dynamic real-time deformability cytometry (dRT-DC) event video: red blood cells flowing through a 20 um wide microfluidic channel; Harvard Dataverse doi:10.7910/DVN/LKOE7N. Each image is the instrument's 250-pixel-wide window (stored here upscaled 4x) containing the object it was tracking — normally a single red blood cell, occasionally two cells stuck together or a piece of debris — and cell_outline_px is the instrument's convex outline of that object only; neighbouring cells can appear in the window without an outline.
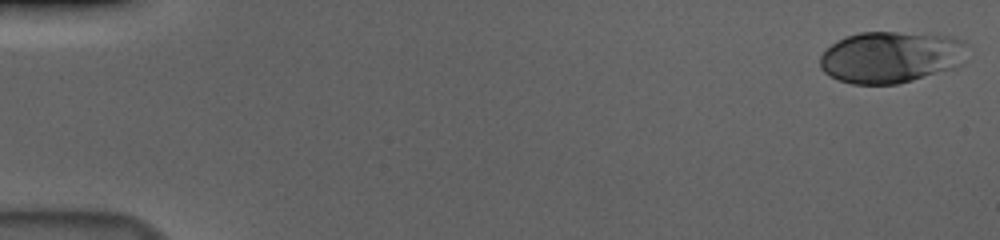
{"species": "human", "species_latin": "Homo sapiens", "temperature_condition": "cold", "stored_images_in_passage": 57, "camera_frame_rate_fps": 3000, "um_per_image_px": 0.085, "donor": {"sex": "male"}, "frame": {"image": 1, "passage_image": 1, "time_ms": 0.0, "image_size_px": [1000, 240], "cell_outline_px": [[968, 44], [964, 64], [956, 68], [912, 80], [896, 84], [852, 84], [840, 80], [824, 72], [820, 68], [820, 56], [832, 44], [848, 36], [860, 32], [896, 32], [956, 36], [964, 40]], "centroid_in_image_um": [75.81, 4.85], "position_along_channel_um": 9.2, "area_um2": 44.62}}
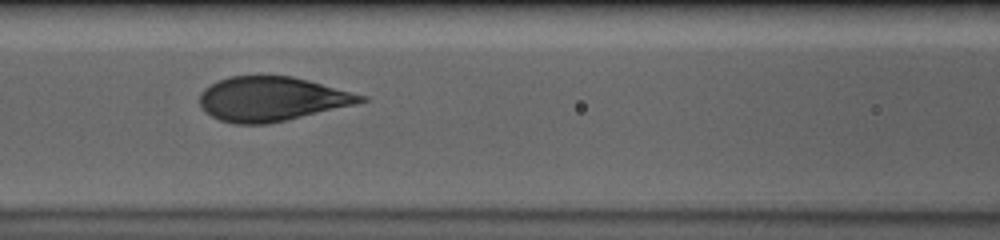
{"frame": {"image": 2, "passage_image": 25, "time_ms": 8.0, "image_size_px": [1000, 240], "cell_outline_px": [[368, 100], [356, 104], [284, 120], [264, 124], [236, 124], [220, 120], [212, 116], [200, 104], [200, 92], [204, 88], [220, 80], [232, 76], [292, 76], [308, 80], [368, 96]], "centroid_in_image_um": [23.11, 8.4], "position_along_channel_um": 143.5, "area_um2": 41.1}}
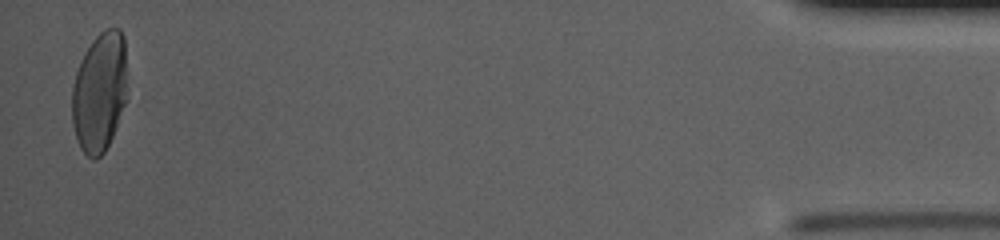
{"frame": {"image": 3, "passage_image": 55, "time_ms": 18.0, "image_size_px": [1000, 240], "cell_outline_px": [[128, 88], [124, 104], [112, 136], [104, 152], [96, 160], [92, 160], [80, 148], [72, 124], [72, 88], [76, 72], [80, 60], [84, 52], [92, 40], [100, 32], [108, 28], [120, 28], [124, 36]], "centroid_in_image_um": [8.47, 7.79], "position_along_channel_um": 426.7, "area_um2": 38.9}, "authors_computed_cell_mechanics": {"area_um2": 42.0784, "velocity_mm_per_s": 3.6651, "shape_relaxation_time_tau1_ms": 4.1189, "shape_relaxation_time_tau2_ms": null, "deformation_change_tau1": 0.1957, "deformation_change_tau2": null}}